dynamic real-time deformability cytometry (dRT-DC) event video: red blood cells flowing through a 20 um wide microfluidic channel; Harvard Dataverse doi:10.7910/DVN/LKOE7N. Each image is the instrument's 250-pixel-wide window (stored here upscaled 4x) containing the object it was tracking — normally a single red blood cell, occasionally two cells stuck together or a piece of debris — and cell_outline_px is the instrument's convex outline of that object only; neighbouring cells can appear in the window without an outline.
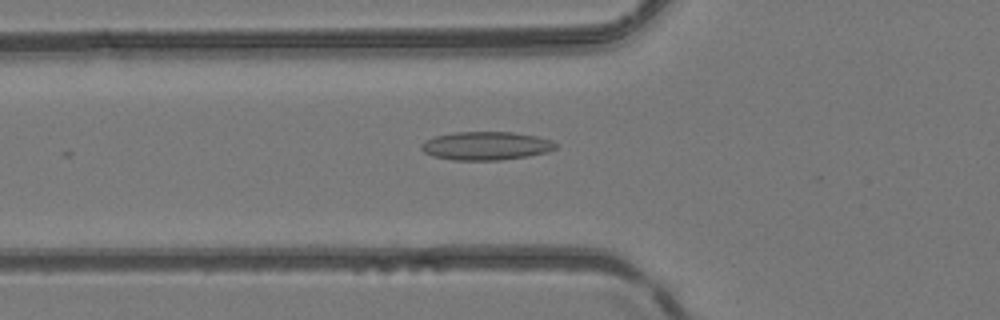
{"species": "common noctule bat (a hibernating species)", "species_latin": "Nyctalus noctula", "temperature_condition": "room temperature", "stored_images_in_passage": 23, "camera_frame_rate_fps": 3000, "um_per_image_px": 0.085, "animal": {"sex": "female", "body_mass_g": 24.6, "forearm_length_mm": 56.2}, "frame": {"image": 1, "passage_image": 19, "time_ms": 6.0, "image_size_px": [1000, 320], "cell_outline_px": [[556, 148], [548, 152], [528, 156], [500, 160], [452, 160], [432, 156], [424, 152], [420, 148], [420, 144], [424, 140], [436, 136], [452, 132], [512, 132], [536, 136], [552, 140], [556, 144]], "centroid_in_image_um": [41.28, 12.39], "position_along_channel_um": 84.5, "area_um2": 22.37}}
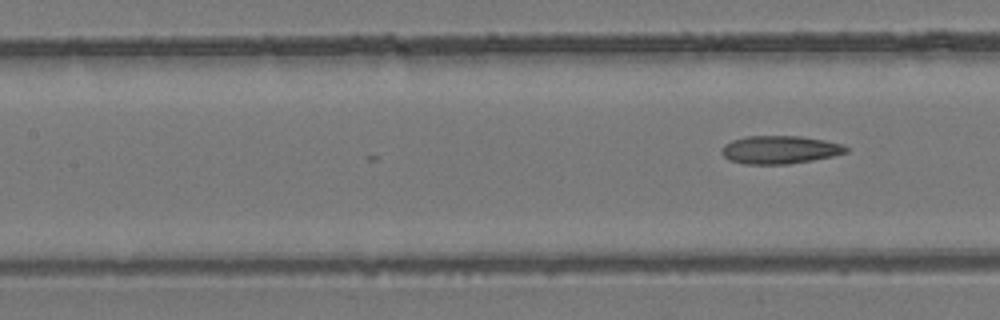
{"frame": {"image": 2, "passage_image": 23, "time_ms": 7.333, "image_size_px": [1000, 320], "cell_outline_px": [[848, 152], [832, 156], [812, 160], [788, 164], [744, 164], [728, 160], [720, 152], [720, 148], [724, 144], [732, 140], [744, 136], [800, 136], [824, 140], [844, 144], [848, 148]], "centroid_in_image_um": [66.25, 12.72], "position_along_channel_um": 141.1, "area_um2": 20.52}}